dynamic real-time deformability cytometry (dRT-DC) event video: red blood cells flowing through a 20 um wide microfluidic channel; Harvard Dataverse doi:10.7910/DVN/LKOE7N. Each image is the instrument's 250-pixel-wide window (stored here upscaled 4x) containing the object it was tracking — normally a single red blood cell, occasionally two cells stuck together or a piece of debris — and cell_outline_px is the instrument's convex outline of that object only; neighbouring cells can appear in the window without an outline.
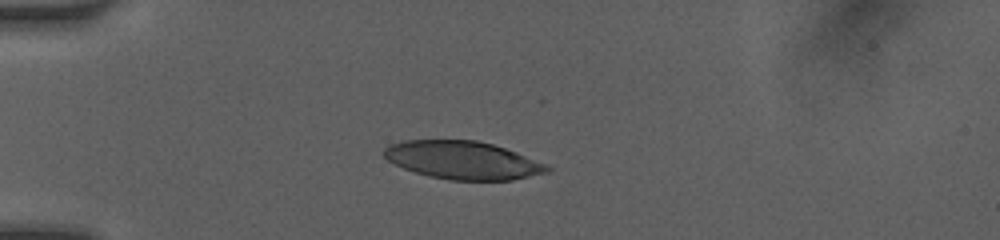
{"species": "human", "species_latin": "Homo sapiens", "temperature_condition": "room temperature", "stored_images_in_passage": 4, "camera_frame_rate_fps": 3000, "um_per_image_px": 0.085, "donor": {"sex": "female"}, "frame": {"image": 1, "passage_image": 1, "time_ms": 0.0, "image_size_px": [1000, 240], "cell_outline_px": [[552, 168], [548, 172], [512, 180], [448, 180], [428, 176], [404, 168], [388, 160], [384, 156], [384, 148], [388, 144], [404, 140], [476, 140], [492, 144], [516, 152], [548, 164]], "centroid_in_image_um": [39.35, 13.61], "position_along_channel_um": 45.7, "area_um2": 36.13}}
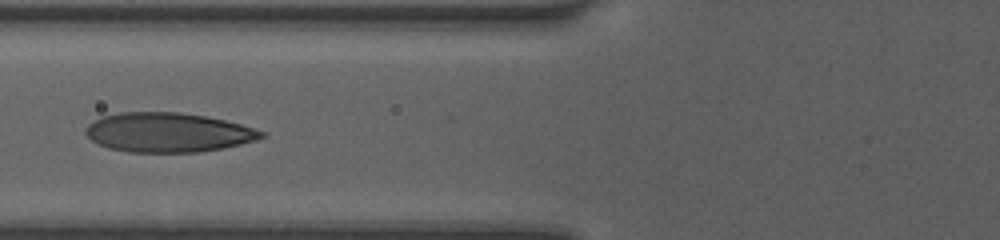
{"frame": {"image": 2, "passage_image": 3, "time_ms": 2.333, "image_size_px": [1000, 240], "cell_outline_px": [[264, 136], [256, 140], [224, 148], [200, 152], [128, 152], [108, 148], [92, 140], [84, 132], [84, 128], [92, 120], [100, 116], [120, 112], [180, 112], [204, 116], [224, 120], [240, 124], [264, 132]], "centroid_in_image_um": [14.23, 11.25], "position_along_channel_um": 111.6, "area_um2": 40.4}}
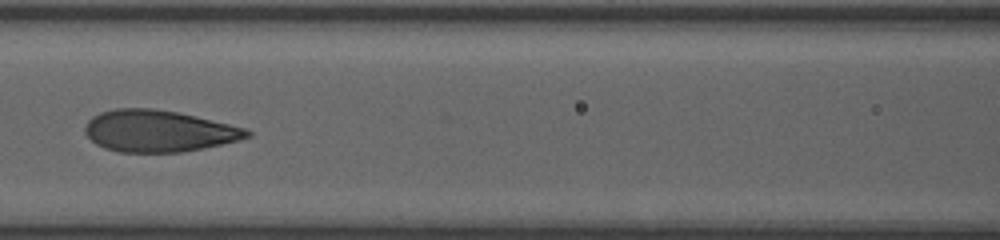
{"frame": {"image": 3, "passage_image": 4, "time_ms": 3.333, "image_size_px": [1000, 240], "cell_outline_px": [[252, 136], [240, 140], [204, 148], [184, 152], [120, 152], [104, 148], [96, 144], [84, 132], [84, 128], [88, 120], [92, 116], [100, 112], [116, 108], [152, 108], [176, 112], [228, 124], [244, 128], [252, 132]], "centroid_in_image_um": [13.46, 11.14], "position_along_channel_um": 153.1, "area_um2": 39.25}}